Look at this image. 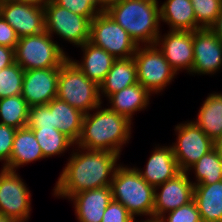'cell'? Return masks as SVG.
Masks as SVG:
<instances>
[{"mask_svg":"<svg viewBox=\"0 0 222 222\" xmlns=\"http://www.w3.org/2000/svg\"><path fill=\"white\" fill-rule=\"evenodd\" d=\"M47 107L52 112L53 127L76 144L81 134L84 113L57 97Z\"/></svg>","mask_w":222,"mask_h":222,"instance_id":"obj_23","label":"cell"},{"mask_svg":"<svg viewBox=\"0 0 222 222\" xmlns=\"http://www.w3.org/2000/svg\"><path fill=\"white\" fill-rule=\"evenodd\" d=\"M27 128H55L53 127L52 112L45 105L29 107Z\"/></svg>","mask_w":222,"mask_h":222,"instance_id":"obj_34","label":"cell"},{"mask_svg":"<svg viewBox=\"0 0 222 222\" xmlns=\"http://www.w3.org/2000/svg\"><path fill=\"white\" fill-rule=\"evenodd\" d=\"M125 0H103L104 2V7L105 9L107 10L108 8H110L111 6L115 5V4H118V3H121Z\"/></svg>","mask_w":222,"mask_h":222,"instance_id":"obj_42","label":"cell"},{"mask_svg":"<svg viewBox=\"0 0 222 222\" xmlns=\"http://www.w3.org/2000/svg\"><path fill=\"white\" fill-rule=\"evenodd\" d=\"M210 29L217 35V37L222 41V9L218 17L216 18L214 24Z\"/></svg>","mask_w":222,"mask_h":222,"instance_id":"obj_39","label":"cell"},{"mask_svg":"<svg viewBox=\"0 0 222 222\" xmlns=\"http://www.w3.org/2000/svg\"><path fill=\"white\" fill-rule=\"evenodd\" d=\"M194 121L204 133L215 141L222 136V93L208 94Z\"/></svg>","mask_w":222,"mask_h":222,"instance_id":"obj_26","label":"cell"},{"mask_svg":"<svg viewBox=\"0 0 222 222\" xmlns=\"http://www.w3.org/2000/svg\"><path fill=\"white\" fill-rule=\"evenodd\" d=\"M189 175L187 171H180L162 185L155 187L153 219L159 220L166 213L193 200L194 185Z\"/></svg>","mask_w":222,"mask_h":222,"instance_id":"obj_12","label":"cell"},{"mask_svg":"<svg viewBox=\"0 0 222 222\" xmlns=\"http://www.w3.org/2000/svg\"><path fill=\"white\" fill-rule=\"evenodd\" d=\"M110 187L113 200L122 204L135 220L138 216L153 219L155 188L141 177L134 166L121 164Z\"/></svg>","mask_w":222,"mask_h":222,"instance_id":"obj_4","label":"cell"},{"mask_svg":"<svg viewBox=\"0 0 222 222\" xmlns=\"http://www.w3.org/2000/svg\"><path fill=\"white\" fill-rule=\"evenodd\" d=\"M74 148H78L75 149ZM67 164L53 188V195L68 200L79 192L110 186L120 155L110 151L72 148Z\"/></svg>","mask_w":222,"mask_h":222,"instance_id":"obj_1","label":"cell"},{"mask_svg":"<svg viewBox=\"0 0 222 222\" xmlns=\"http://www.w3.org/2000/svg\"><path fill=\"white\" fill-rule=\"evenodd\" d=\"M155 44L177 74L183 70L191 73L194 61L193 31L169 30L163 35L160 33Z\"/></svg>","mask_w":222,"mask_h":222,"instance_id":"obj_14","label":"cell"},{"mask_svg":"<svg viewBox=\"0 0 222 222\" xmlns=\"http://www.w3.org/2000/svg\"><path fill=\"white\" fill-rule=\"evenodd\" d=\"M213 148L219 154V156L222 158V136L214 141Z\"/></svg>","mask_w":222,"mask_h":222,"instance_id":"obj_41","label":"cell"},{"mask_svg":"<svg viewBox=\"0 0 222 222\" xmlns=\"http://www.w3.org/2000/svg\"><path fill=\"white\" fill-rule=\"evenodd\" d=\"M83 51L80 61L70 58L90 80L98 86L104 81L107 73L112 68L116 58L105 51L103 48L97 47L89 41L80 46Z\"/></svg>","mask_w":222,"mask_h":222,"instance_id":"obj_19","label":"cell"},{"mask_svg":"<svg viewBox=\"0 0 222 222\" xmlns=\"http://www.w3.org/2000/svg\"><path fill=\"white\" fill-rule=\"evenodd\" d=\"M134 222H160L158 219H149V220H142V221H134Z\"/></svg>","mask_w":222,"mask_h":222,"instance_id":"obj_44","label":"cell"},{"mask_svg":"<svg viewBox=\"0 0 222 222\" xmlns=\"http://www.w3.org/2000/svg\"><path fill=\"white\" fill-rule=\"evenodd\" d=\"M93 19L73 13L54 1L44 8L45 31L52 37L55 34L59 36V40L62 38L76 47L89 41Z\"/></svg>","mask_w":222,"mask_h":222,"instance_id":"obj_8","label":"cell"},{"mask_svg":"<svg viewBox=\"0 0 222 222\" xmlns=\"http://www.w3.org/2000/svg\"><path fill=\"white\" fill-rule=\"evenodd\" d=\"M133 59L136 64L137 82L152 95L164 91L177 76L156 44L139 45Z\"/></svg>","mask_w":222,"mask_h":222,"instance_id":"obj_7","label":"cell"},{"mask_svg":"<svg viewBox=\"0 0 222 222\" xmlns=\"http://www.w3.org/2000/svg\"><path fill=\"white\" fill-rule=\"evenodd\" d=\"M194 61L189 75H213L222 69V41L210 28L193 31Z\"/></svg>","mask_w":222,"mask_h":222,"instance_id":"obj_13","label":"cell"},{"mask_svg":"<svg viewBox=\"0 0 222 222\" xmlns=\"http://www.w3.org/2000/svg\"><path fill=\"white\" fill-rule=\"evenodd\" d=\"M158 0H125L107 9L117 24L139 45H153L160 34Z\"/></svg>","mask_w":222,"mask_h":222,"instance_id":"obj_3","label":"cell"},{"mask_svg":"<svg viewBox=\"0 0 222 222\" xmlns=\"http://www.w3.org/2000/svg\"><path fill=\"white\" fill-rule=\"evenodd\" d=\"M197 22V29L210 28L222 9V0H190Z\"/></svg>","mask_w":222,"mask_h":222,"instance_id":"obj_31","label":"cell"},{"mask_svg":"<svg viewBox=\"0 0 222 222\" xmlns=\"http://www.w3.org/2000/svg\"><path fill=\"white\" fill-rule=\"evenodd\" d=\"M193 170L196 177L193 185L213 184L222 180V158L213 148L203 155L194 165L188 169V173Z\"/></svg>","mask_w":222,"mask_h":222,"instance_id":"obj_28","label":"cell"},{"mask_svg":"<svg viewBox=\"0 0 222 222\" xmlns=\"http://www.w3.org/2000/svg\"><path fill=\"white\" fill-rule=\"evenodd\" d=\"M89 42L116 59L133 57L138 47L127 31L106 12L99 13L91 21Z\"/></svg>","mask_w":222,"mask_h":222,"instance_id":"obj_9","label":"cell"},{"mask_svg":"<svg viewBox=\"0 0 222 222\" xmlns=\"http://www.w3.org/2000/svg\"><path fill=\"white\" fill-rule=\"evenodd\" d=\"M44 159L40 145L31 128L17 129L10 156V161L3 167L16 171L24 164Z\"/></svg>","mask_w":222,"mask_h":222,"instance_id":"obj_21","label":"cell"},{"mask_svg":"<svg viewBox=\"0 0 222 222\" xmlns=\"http://www.w3.org/2000/svg\"><path fill=\"white\" fill-rule=\"evenodd\" d=\"M102 104L93 110L95 113L84 114L81 134L75 145L121 155L123 146L132 138L133 123L109 108H102Z\"/></svg>","mask_w":222,"mask_h":222,"instance_id":"obj_2","label":"cell"},{"mask_svg":"<svg viewBox=\"0 0 222 222\" xmlns=\"http://www.w3.org/2000/svg\"><path fill=\"white\" fill-rule=\"evenodd\" d=\"M29 106L22 97L10 96L0 99V124L24 128L27 125Z\"/></svg>","mask_w":222,"mask_h":222,"instance_id":"obj_29","label":"cell"},{"mask_svg":"<svg viewBox=\"0 0 222 222\" xmlns=\"http://www.w3.org/2000/svg\"><path fill=\"white\" fill-rule=\"evenodd\" d=\"M154 148L143 169L144 171L142 168H135L141 177L155 188L178 174L180 169L170 145L159 146L158 144V146L156 145Z\"/></svg>","mask_w":222,"mask_h":222,"instance_id":"obj_18","label":"cell"},{"mask_svg":"<svg viewBox=\"0 0 222 222\" xmlns=\"http://www.w3.org/2000/svg\"><path fill=\"white\" fill-rule=\"evenodd\" d=\"M57 98L84 114L93 111L103 102L100 99L99 86L70 59L60 67Z\"/></svg>","mask_w":222,"mask_h":222,"instance_id":"obj_6","label":"cell"},{"mask_svg":"<svg viewBox=\"0 0 222 222\" xmlns=\"http://www.w3.org/2000/svg\"><path fill=\"white\" fill-rule=\"evenodd\" d=\"M193 199L202 222H222V180L194 185Z\"/></svg>","mask_w":222,"mask_h":222,"instance_id":"obj_24","label":"cell"},{"mask_svg":"<svg viewBox=\"0 0 222 222\" xmlns=\"http://www.w3.org/2000/svg\"><path fill=\"white\" fill-rule=\"evenodd\" d=\"M34 136L40 145L41 151L45 158H52L68 151L74 147L75 143L65 134L55 128H31ZM68 148V149H67Z\"/></svg>","mask_w":222,"mask_h":222,"instance_id":"obj_27","label":"cell"},{"mask_svg":"<svg viewBox=\"0 0 222 222\" xmlns=\"http://www.w3.org/2000/svg\"><path fill=\"white\" fill-rule=\"evenodd\" d=\"M14 1L23 3V4H29L32 6L39 7V8H45L54 0H14Z\"/></svg>","mask_w":222,"mask_h":222,"instance_id":"obj_40","label":"cell"},{"mask_svg":"<svg viewBox=\"0 0 222 222\" xmlns=\"http://www.w3.org/2000/svg\"><path fill=\"white\" fill-rule=\"evenodd\" d=\"M176 142L170 145L180 171H188L203 155L213 149L212 141L194 120L179 123L174 129Z\"/></svg>","mask_w":222,"mask_h":222,"instance_id":"obj_10","label":"cell"},{"mask_svg":"<svg viewBox=\"0 0 222 222\" xmlns=\"http://www.w3.org/2000/svg\"><path fill=\"white\" fill-rule=\"evenodd\" d=\"M60 68L25 70L22 97L29 107L48 104L57 97Z\"/></svg>","mask_w":222,"mask_h":222,"instance_id":"obj_15","label":"cell"},{"mask_svg":"<svg viewBox=\"0 0 222 222\" xmlns=\"http://www.w3.org/2000/svg\"><path fill=\"white\" fill-rule=\"evenodd\" d=\"M136 83H138L137 71L133 57L116 59L104 81L99 86L100 99L101 101L103 97L107 99L115 92Z\"/></svg>","mask_w":222,"mask_h":222,"instance_id":"obj_22","label":"cell"},{"mask_svg":"<svg viewBox=\"0 0 222 222\" xmlns=\"http://www.w3.org/2000/svg\"><path fill=\"white\" fill-rule=\"evenodd\" d=\"M16 131L14 127L0 124V161H4L2 167L10 161Z\"/></svg>","mask_w":222,"mask_h":222,"instance_id":"obj_35","label":"cell"},{"mask_svg":"<svg viewBox=\"0 0 222 222\" xmlns=\"http://www.w3.org/2000/svg\"><path fill=\"white\" fill-rule=\"evenodd\" d=\"M135 219L128 213V210L118 201L112 199L107 206L101 222H134Z\"/></svg>","mask_w":222,"mask_h":222,"instance_id":"obj_36","label":"cell"},{"mask_svg":"<svg viewBox=\"0 0 222 222\" xmlns=\"http://www.w3.org/2000/svg\"><path fill=\"white\" fill-rule=\"evenodd\" d=\"M54 2L87 18H94L99 13L107 11L103 0H54Z\"/></svg>","mask_w":222,"mask_h":222,"instance_id":"obj_32","label":"cell"},{"mask_svg":"<svg viewBox=\"0 0 222 222\" xmlns=\"http://www.w3.org/2000/svg\"><path fill=\"white\" fill-rule=\"evenodd\" d=\"M24 70L14 62L0 70V99L22 93Z\"/></svg>","mask_w":222,"mask_h":222,"instance_id":"obj_30","label":"cell"},{"mask_svg":"<svg viewBox=\"0 0 222 222\" xmlns=\"http://www.w3.org/2000/svg\"><path fill=\"white\" fill-rule=\"evenodd\" d=\"M160 8V21L169 30L194 31L197 29L196 17L190 0H166Z\"/></svg>","mask_w":222,"mask_h":222,"instance_id":"obj_25","label":"cell"},{"mask_svg":"<svg viewBox=\"0 0 222 222\" xmlns=\"http://www.w3.org/2000/svg\"><path fill=\"white\" fill-rule=\"evenodd\" d=\"M112 199L111 187L105 186L74 194L69 201L73 202L78 222H101Z\"/></svg>","mask_w":222,"mask_h":222,"instance_id":"obj_17","label":"cell"},{"mask_svg":"<svg viewBox=\"0 0 222 222\" xmlns=\"http://www.w3.org/2000/svg\"><path fill=\"white\" fill-rule=\"evenodd\" d=\"M166 214L159 219L160 222H202L194 199Z\"/></svg>","mask_w":222,"mask_h":222,"instance_id":"obj_33","label":"cell"},{"mask_svg":"<svg viewBox=\"0 0 222 222\" xmlns=\"http://www.w3.org/2000/svg\"><path fill=\"white\" fill-rule=\"evenodd\" d=\"M31 193L17 171L0 170V214L27 222L31 214Z\"/></svg>","mask_w":222,"mask_h":222,"instance_id":"obj_11","label":"cell"},{"mask_svg":"<svg viewBox=\"0 0 222 222\" xmlns=\"http://www.w3.org/2000/svg\"><path fill=\"white\" fill-rule=\"evenodd\" d=\"M15 62L14 49L0 46V70Z\"/></svg>","mask_w":222,"mask_h":222,"instance_id":"obj_38","label":"cell"},{"mask_svg":"<svg viewBox=\"0 0 222 222\" xmlns=\"http://www.w3.org/2000/svg\"><path fill=\"white\" fill-rule=\"evenodd\" d=\"M0 10L19 38L45 31L44 8L11 0L0 3Z\"/></svg>","mask_w":222,"mask_h":222,"instance_id":"obj_16","label":"cell"},{"mask_svg":"<svg viewBox=\"0 0 222 222\" xmlns=\"http://www.w3.org/2000/svg\"><path fill=\"white\" fill-rule=\"evenodd\" d=\"M151 93L140 83L133 84L110 95L108 108L127 117L131 122L135 112L147 109L150 105Z\"/></svg>","mask_w":222,"mask_h":222,"instance_id":"obj_20","label":"cell"},{"mask_svg":"<svg viewBox=\"0 0 222 222\" xmlns=\"http://www.w3.org/2000/svg\"><path fill=\"white\" fill-rule=\"evenodd\" d=\"M6 1H11V0H0V3L6 2Z\"/></svg>","mask_w":222,"mask_h":222,"instance_id":"obj_45","label":"cell"},{"mask_svg":"<svg viewBox=\"0 0 222 222\" xmlns=\"http://www.w3.org/2000/svg\"><path fill=\"white\" fill-rule=\"evenodd\" d=\"M0 222H18V221L0 214Z\"/></svg>","mask_w":222,"mask_h":222,"instance_id":"obj_43","label":"cell"},{"mask_svg":"<svg viewBox=\"0 0 222 222\" xmlns=\"http://www.w3.org/2000/svg\"><path fill=\"white\" fill-rule=\"evenodd\" d=\"M46 31L19 38L14 49L15 62L25 71L60 68L68 59L66 51Z\"/></svg>","mask_w":222,"mask_h":222,"instance_id":"obj_5","label":"cell"},{"mask_svg":"<svg viewBox=\"0 0 222 222\" xmlns=\"http://www.w3.org/2000/svg\"><path fill=\"white\" fill-rule=\"evenodd\" d=\"M19 37L16 31L0 16V46L15 49Z\"/></svg>","mask_w":222,"mask_h":222,"instance_id":"obj_37","label":"cell"}]
</instances>
